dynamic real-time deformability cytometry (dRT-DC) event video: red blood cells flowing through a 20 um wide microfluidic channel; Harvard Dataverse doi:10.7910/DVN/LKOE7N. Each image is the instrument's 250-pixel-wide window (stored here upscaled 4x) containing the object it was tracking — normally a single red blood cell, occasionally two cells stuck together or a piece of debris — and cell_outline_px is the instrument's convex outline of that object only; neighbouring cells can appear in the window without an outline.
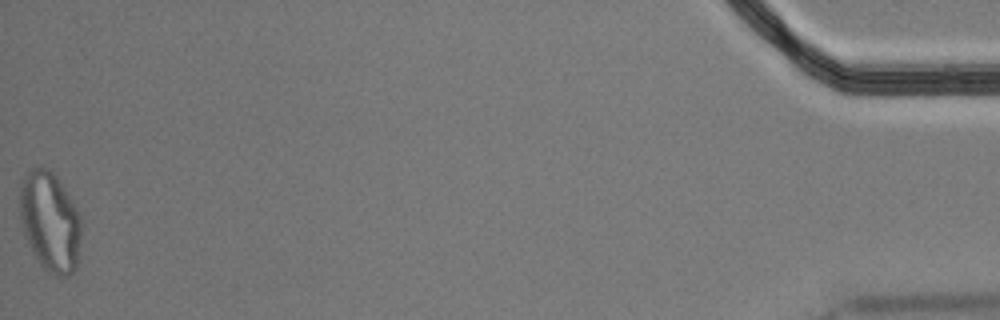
{"species": "Egyptian fruit bat (a non-hibernating species)", "species_latin": "Rousettus aegyptiacus", "temperature_condition": "cold", "stored_images_in_passage": 58, "segment_of_instrument_passage": [2, 2], "camera_frame_rate_fps": 3000, "um_per_image_px": 0.085, "animal": {"sex": "male"}, "frame": {"image": 1, "passage_image": 58, "time_ms": 19.0, "image_size_px": [1000, 320], "cell_outline_px": [[84, 224], [76, 268], [68, 276], [56, 276], [44, 268], [36, 256], [24, 232], [20, 216], [20, 184], [28, 168], [40, 164], [44, 164], [56, 176], [76, 208]], "centroid_in_image_um": [4.28, 18.78], "position_along_channel_um": 430.9, "area_um2": 35.95}}